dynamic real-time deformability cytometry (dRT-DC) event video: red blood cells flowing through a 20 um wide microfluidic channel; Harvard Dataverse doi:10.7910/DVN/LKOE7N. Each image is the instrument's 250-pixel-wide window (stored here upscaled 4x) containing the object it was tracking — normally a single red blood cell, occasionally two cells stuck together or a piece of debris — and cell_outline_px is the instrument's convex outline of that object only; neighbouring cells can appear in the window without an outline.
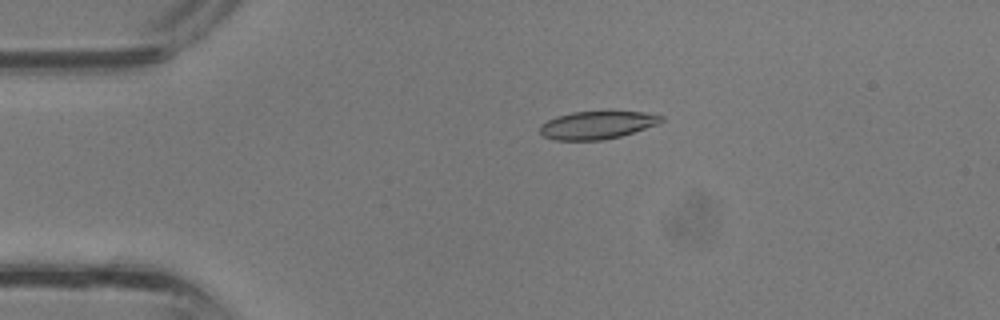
{"species": "common noctule bat (a hibernating species)", "species_latin": "Nyctalus noctula", "temperature_condition": "room temperature", "stored_images_in_passage": 10, "camera_frame_rate_fps": 3000, "um_per_image_px": 0.085, "animal": {"sex": "male", "body_mass_g": 13.3}, "frame": {"image": 1, "passage_image": 6, "time_ms": 1.667, "image_size_px": [1000, 320], "cell_outline_px": [[664, 120], [656, 124], [620, 136], [600, 140], [556, 140], [544, 136], [540, 132], [540, 128], [548, 120], [556, 116], [572, 112], [640, 112], [664, 116]], "centroid_in_image_um": [50.73, 10.63], "position_along_channel_um": 34.3, "area_um2": 19.19}}